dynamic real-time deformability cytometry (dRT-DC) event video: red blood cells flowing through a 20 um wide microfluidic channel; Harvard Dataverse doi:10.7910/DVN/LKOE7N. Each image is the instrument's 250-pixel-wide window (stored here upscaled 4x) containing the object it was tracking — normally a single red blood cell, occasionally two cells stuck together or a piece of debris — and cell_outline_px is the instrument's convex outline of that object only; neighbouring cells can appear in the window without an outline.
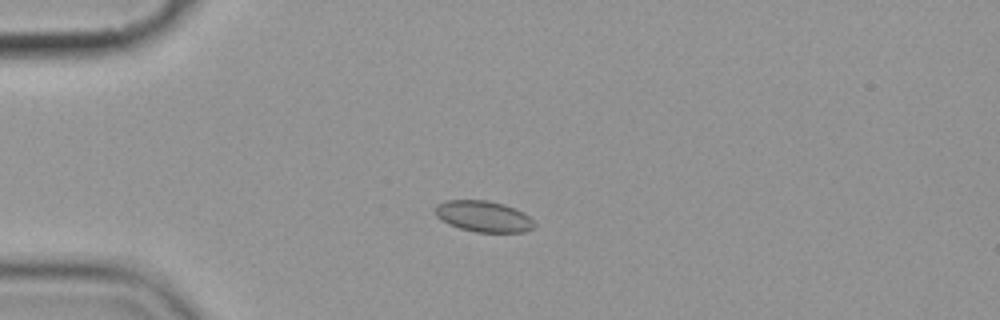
{"species": "common noctule bat (a hibernating species)", "species_latin": "Nyctalus noctula", "temperature_condition": "cold", "stored_images_in_passage": 11, "camera_frame_rate_fps": 3000, "um_per_image_px": 0.085, "animal": {"sex": "female", "body_mass_g": 19.9}, "frame": {"image": 1, "passage_image": 4, "time_ms": 4.333, "image_size_px": [1000, 320], "cell_outline_px": [[536, 224], [532, 228], [524, 232], [476, 232], [460, 228], [448, 224], [440, 220], [432, 212], [432, 208], [436, 204], [444, 200], [488, 200], [504, 204], [528, 216]], "centroid_in_image_um": [41.0, 18.38], "position_along_channel_um": 44.0, "area_um2": 18.09}}
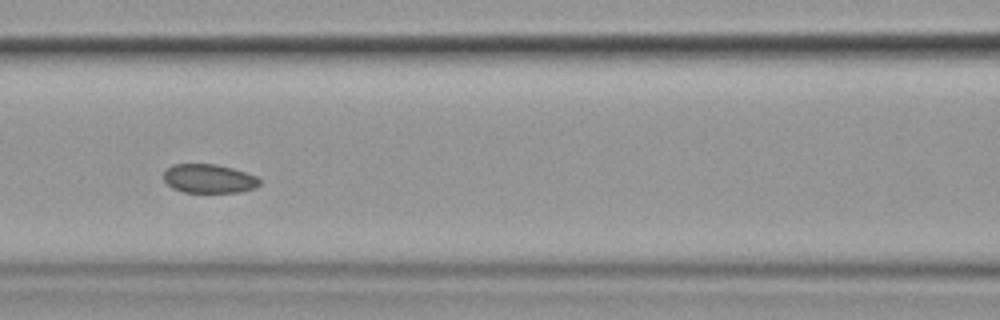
{"frame": {"image": 2, "passage_image": 7, "time_ms": 8.0, "image_size_px": [1000, 320], "cell_outline_px": [[260, 184], [256, 188], [240, 192], [184, 192], [172, 188], [164, 180], [164, 172], [172, 164], [216, 164], [232, 168], [256, 176], [260, 180]], "centroid_in_image_um": [17.76, 15.18], "position_along_channel_um": 148.8, "area_um2": 16.13}}
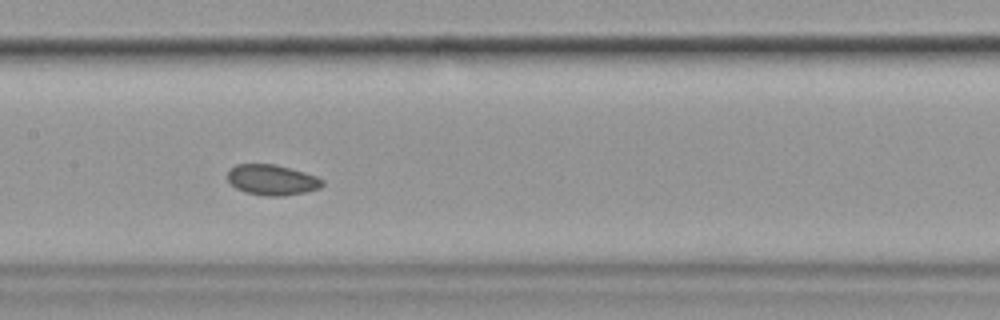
{"frame": {"image": 3, "passage_image": 8, "time_ms": 9.0, "image_size_px": [1000, 320], "cell_outline_px": [[324, 184], [320, 188], [304, 192], [284, 196], [264, 196], [244, 192], [236, 188], [228, 180], [228, 172], [236, 164], [276, 164], [304, 172], [316, 176], [324, 180]], "centroid_in_image_um": [23.14, 15.29], "position_along_channel_um": 184.3, "area_um2": 16.88}}